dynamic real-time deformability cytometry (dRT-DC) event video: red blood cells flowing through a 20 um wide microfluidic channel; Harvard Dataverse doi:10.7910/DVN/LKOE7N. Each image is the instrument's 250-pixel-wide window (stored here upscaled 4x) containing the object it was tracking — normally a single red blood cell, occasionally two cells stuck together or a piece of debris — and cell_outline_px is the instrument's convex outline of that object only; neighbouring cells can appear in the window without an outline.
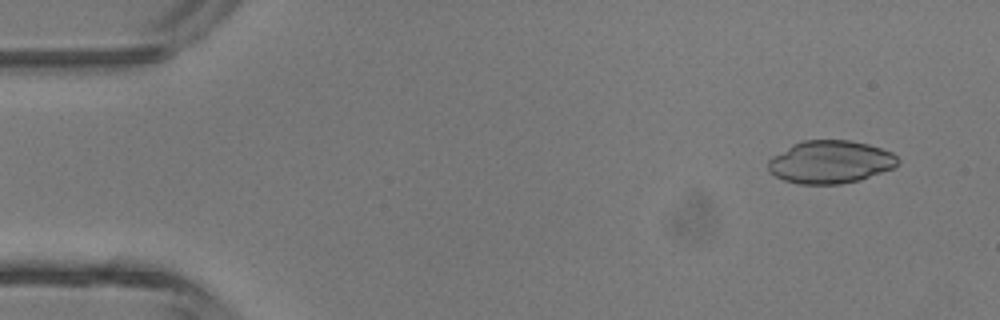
{"species": "common noctule bat (a hibernating species)", "species_latin": "Nyctalus noctula", "temperature_condition": "room temperature", "stored_images_in_passage": 4, "camera_frame_rate_fps": 3000, "um_per_image_px": 0.085, "animal": {"sex": "male", "body_mass_g": 13.3}, "frame": {"image": 1, "passage_image": 1, "time_ms": 0.0, "image_size_px": [1000, 320], "cell_outline_px": [[900, 160], [892, 168], [860, 180], [840, 184], [800, 184], [784, 180], [768, 172], [768, 160], [772, 156], [792, 144], [804, 140], [848, 140], [868, 144], [892, 152]], "centroid_in_image_um": [70.55, 13.77], "position_along_channel_um": 14.5, "area_um2": 32.31}}